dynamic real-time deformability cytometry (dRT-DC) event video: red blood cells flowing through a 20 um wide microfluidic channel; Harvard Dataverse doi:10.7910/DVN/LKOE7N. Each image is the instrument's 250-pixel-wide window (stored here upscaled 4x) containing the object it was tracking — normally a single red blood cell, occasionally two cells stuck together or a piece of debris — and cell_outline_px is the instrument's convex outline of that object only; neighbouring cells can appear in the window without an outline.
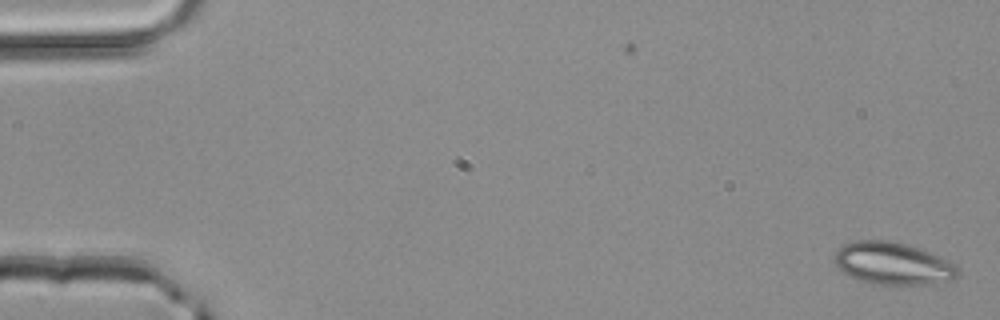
{"species": "common noctule bat (a hibernating species)", "species_latin": "Nyctalus noctula", "temperature_condition": "room temperature", "stored_images_in_passage": 2, "camera_frame_rate_fps": 3000, "um_per_image_px": 0.085, "animal": {"sex": "male", "body_mass_g": 20.4}, "frame": {"image": 1, "passage_image": 2, "time_ms": 0.333, "image_size_px": [1000, 320], "cell_outline_px": [[960, 272], [952, 280], [928, 284], [900, 288], [896, 288], [872, 284], [860, 280], [836, 268], [836, 248], [840, 244], [852, 240], [888, 240], [908, 244], [920, 248], [940, 256], [956, 264], [960, 268]], "centroid_in_image_um": [75.91, 22.42], "position_along_channel_um": 9.1, "area_um2": 31.62}}